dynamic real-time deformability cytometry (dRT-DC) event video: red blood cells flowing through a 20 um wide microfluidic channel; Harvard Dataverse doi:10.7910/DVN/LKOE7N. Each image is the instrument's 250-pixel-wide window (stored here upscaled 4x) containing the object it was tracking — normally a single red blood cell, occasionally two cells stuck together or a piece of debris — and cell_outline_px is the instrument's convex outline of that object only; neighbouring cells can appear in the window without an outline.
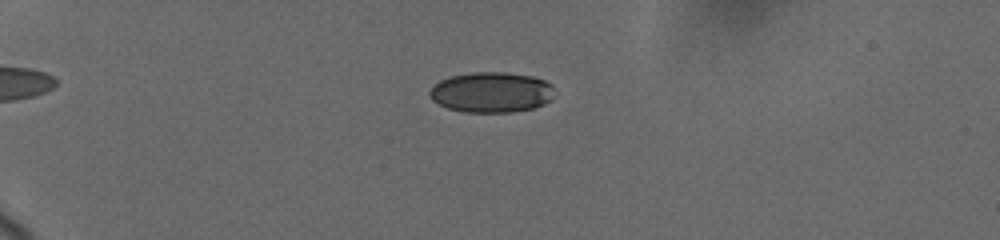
{"species": "human", "species_latin": "Homo sapiens", "temperature_condition": "cold", "stored_images_in_passage": 83, "camera_frame_rate_fps": 3000, "um_per_image_px": 0.085, "donor": {"sex": "female"}, "frame": {"image": 1, "passage_image": 30, "time_ms": 5.667, "image_size_px": [1000, 240], "cell_outline_px": [[552, 96], [544, 104], [532, 108], [512, 112], [464, 112], [448, 108], [432, 100], [428, 96], [428, 92], [440, 80], [452, 76], [472, 72], [504, 72], [532, 76], [544, 80], [552, 84]], "centroid_in_image_um": [41.75, 7.84], "position_along_channel_um": 43.3, "area_um2": 29.25}}
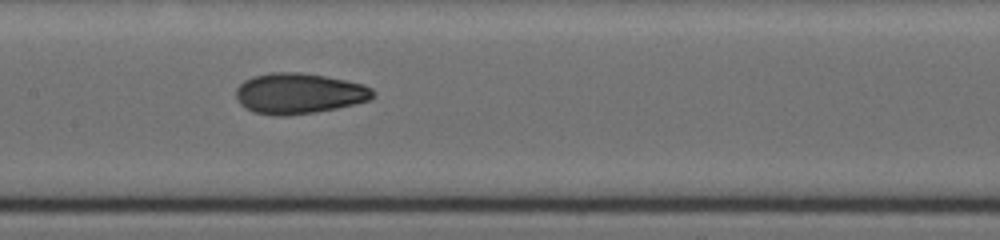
{"frame": {"image": 2, "passage_image": 57, "time_ms": 11.0, "image_size_px": [1000, 240], "cell_outline_px": [[376, 92], [372, 100], [356, 104], [316, 112], [288, 116], [272, 116], [252, 112], [244, 108], [236, 100], [236, 88], [244, 80], [252, 76], [268, 72], [300, 72], [324, 76], [364, 84], [372, 88]], "centroid_in_image_um": [25.4, 7.95], "position_along_channel_um": 182.0, "area_um2": 33.0}}
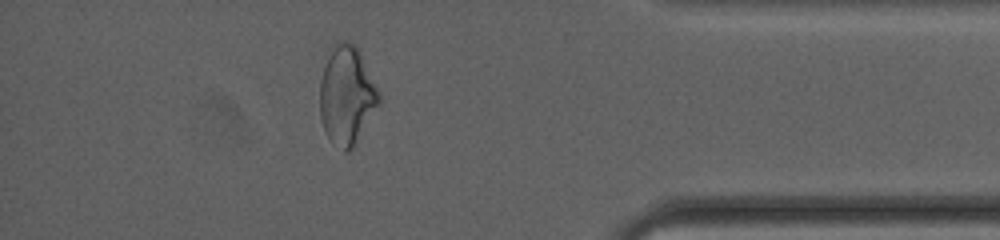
{"frame": {"image": 3, "passage_image": 77, "time_ms": 17.667, "image_size_px": [1000, 240], "cell_outline_px": [[380, 104], [356, 144], [348, 152], [344, 152], [332, 144], [324, 132], [320, 120], [320, 80], [328, 48], [336, 40], [348, 40], [356, 44], [380, 92]], "centroid_in_image_um": [29.46, 8.09], "position_along_channel_um": 405.7, "area_um2": 34.97}, "authors_computed_cell_mechanics": {"area_um2": 30.2294, "velocity_mm_per_s": 3.7117, "shape_relaxation_time_tau1_ms": 8.2276, "shape_relaxation_time_tau2_ms": 2.7509, "deformation_change_tau1": 0.1732, "deformation_change_tau2": 0.0736}}